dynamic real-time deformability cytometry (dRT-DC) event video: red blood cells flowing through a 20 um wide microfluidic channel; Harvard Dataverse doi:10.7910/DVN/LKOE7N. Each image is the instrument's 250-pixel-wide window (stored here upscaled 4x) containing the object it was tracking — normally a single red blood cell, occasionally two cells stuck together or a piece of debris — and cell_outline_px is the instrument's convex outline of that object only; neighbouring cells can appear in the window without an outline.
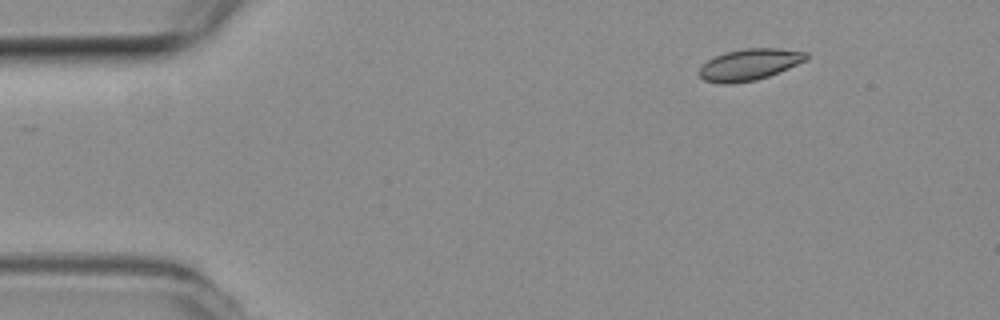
{"species": "common noctule bat (a hibernating species)", "species_latin": "Nyctalus noctula", "temperature_condition": "room temperature", "stored_images_in_passage": 14, "camera_frame_rate_fps": 3000, "um_per_image_px": 0.085, "animal": {"sex": "female", "body_mass_g": 19.3, "forearm_length_mm": 54.1}, "frame": {"image": 1, "passage_image": 1, "time_ms": 0.0, "image_size_px": [1000, 320], "cell_outline_px": [[808, 60], [768, 76], [756, 80], [728, 84], [724, 84], [704, 80], [696, 72], [708, 60], [724, 52], [744, 48], [780, 48], [808, 52]], "centroid_in_image_um": [63.71, 5.48], "position_along_channel_um": 21.3, "area_um2": 19.65}}
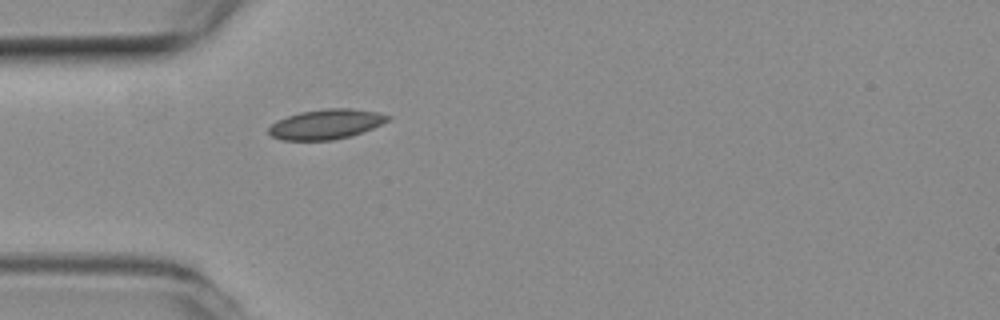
{"frame": {"image": 2, "passage_image": 10, "time_ms": 3.0, "image_size_px": [1000, 320], "cell_outline_px": [[392, 116], [388, 120], [372, 128], [348, 136], [332, 140], [280, 140], [272, 136], [268, 132], [268, 128], [276, 120], [300, 112], [324, 108], [352, 108], [376, 112]], "centroid_in_image_um": [27.67, 10.55], "position_along_channel_um": 57.3, "area_um2": 20.58}}
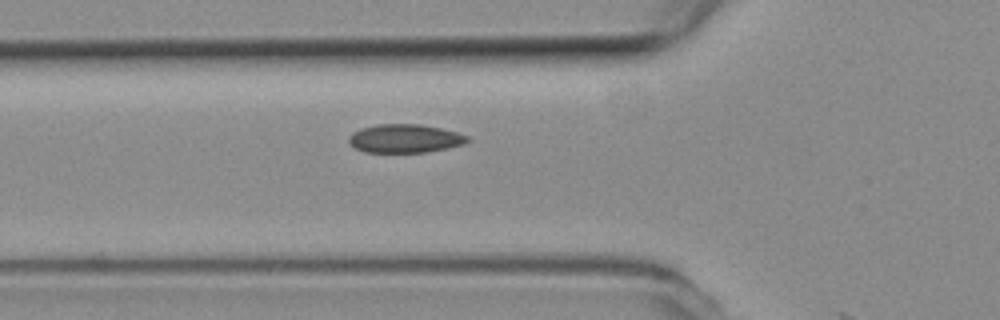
{"frame": {"image": 3, "passage_image": 13, "time_ms": 4.0, "image_size_px": [1000, 320], "cell_outline_px": [[472, 140], [464, 144], [448, 148], [424, 152], [364, 152], [356, 148], [348, 140], [348, 136], [352, 132], [360, 128], [376, 124], [420, 124], [440, 128], [456, 132], [468, 136]], "centroid_in_image_um": [34.42, 11.76], "position_along_channel_um": 91.4, "area_um2": 19.77}}